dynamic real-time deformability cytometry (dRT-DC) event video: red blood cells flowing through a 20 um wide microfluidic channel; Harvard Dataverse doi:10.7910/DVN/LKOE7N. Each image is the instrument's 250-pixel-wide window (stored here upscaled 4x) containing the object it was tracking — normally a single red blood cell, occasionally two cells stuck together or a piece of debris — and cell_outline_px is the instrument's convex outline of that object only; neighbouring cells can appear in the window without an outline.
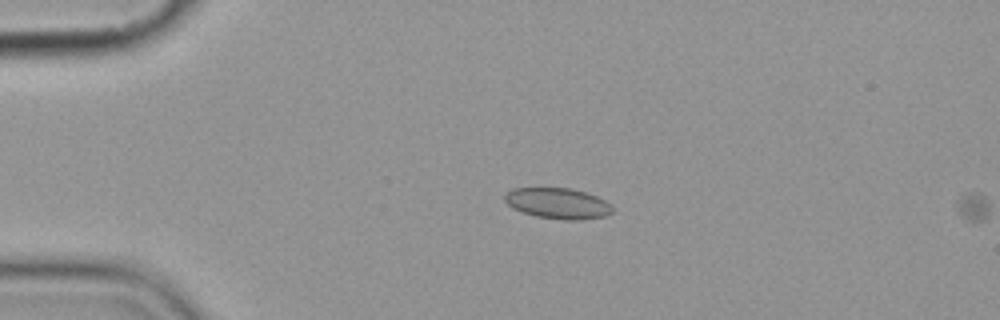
{"species": "common noctule bat (a hibernating species)", "species_latin": "Nyctalus noctula", "temperature_condition": "cold", "stored_images_in_passage": 5, "camera_frame_rate_fps": 3000, "um_per_image_px": 0.085, "animal": {"sex": "female", "body_mass_g": 19.9}, "frame": {"image": 1, "passage_image": 4, "time_ms": 3.667, "image_size_px": [1000, 320], "cell_outline_px": [[612, 212], [604, 216], [580, 220], [564, 220], [536, 216], [512, 208], [504, 200], [504, 196], [512, 188], [572, 188], [596, 196], [604, 200], [612, 208]], "centroid_in_image_um": [47.39, 17.28], "position_along_channel_um": 37.6, "area_um2": 19.13}}